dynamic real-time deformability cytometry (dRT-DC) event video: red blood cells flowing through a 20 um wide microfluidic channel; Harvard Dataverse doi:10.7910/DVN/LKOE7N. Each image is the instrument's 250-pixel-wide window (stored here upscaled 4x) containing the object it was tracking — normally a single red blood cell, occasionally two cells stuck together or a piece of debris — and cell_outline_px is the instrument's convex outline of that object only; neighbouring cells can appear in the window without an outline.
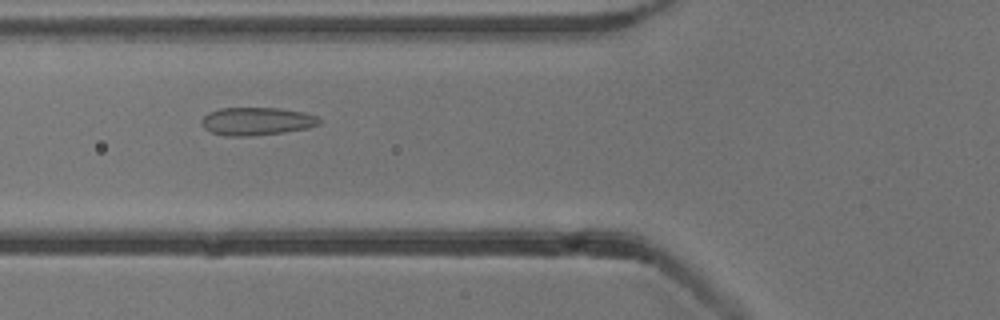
{"species": "common noctule bat (a hibernating species)", "species_latin": "Nyctalus noctula", "temperature_condition": "cold", "stored_images_in_passage": 39, "camera_frame_rate_fps": 3000, "um_per_image_px": 0.085, "animal": {"sex": "male", "body_mass_g": 13.3}, "frame": {"image": 1, "passage_image": 10, "time_ms": 3.0, "image_size_px": [1000, 320], "cell_outline_px": [[320, 124], [308, 128], [284, 132], [252, 136], [224, 136], [212, 132], [204, 128], [200, 120], [208, 112], [220, 108], [280, 108], [304, 112], [316, 116], [320, 120]], "centroid_in_image_um": [21.8, 10.31], "position_along_channel_um": 104.0, "area_um2": 19.25}}
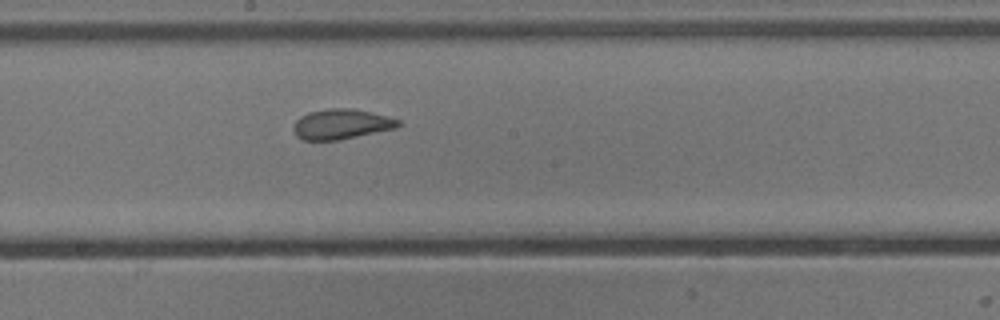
{"frame": {"image": 2, "passage_image": 19, "time_ms": 6.0, "image_size_px": [1000, 320], "cell_outline_px": [[400, 124], [396, 128], [340, 140], [304, 140], [296, 136], [292, 128], [296, 120], [300, 116], [308, 112], [328, 108], [352, 108], [388, 116], [400, 120]], "centroid_in_image_um": [28.99, 10.55], "position_along_channel_um": 219.2, "area_um2": 18.5}}
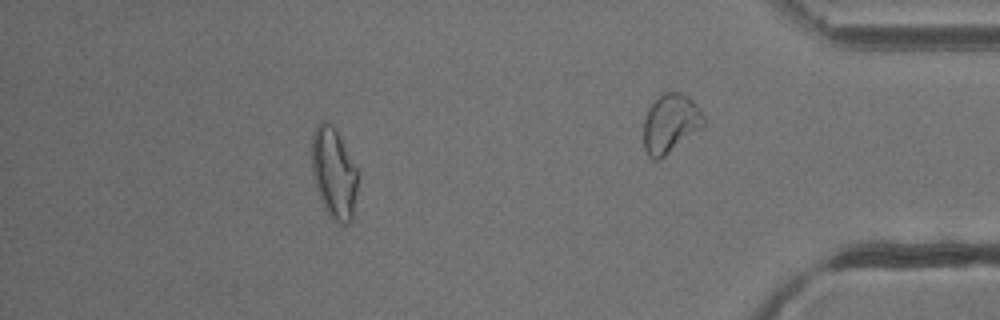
{"frame": {"image": 3, "passage_image": 32, "time_ms": 10.333, "image_size_px": [1000, 320], "cell_outline_px": [[360, 172], [352, 220], [348, 224], [340, 224], [332, 220], [328, 216], [324, 208], [316, 188], [312, 168], [312, 136], [316, 124], [320, 120], [324, 120], [332, 124], [336, 128]], "centroid_in_image_um": [28.41, 14.7], "position_along_channel_um": 406.8, "area_um2": 25.09}, "authors_computed_cell_mechanics": {"area_um2": 19.1318, "velocity_mm_per_s": 3.8201, "shape_relaxation_time_tau1_ms": 7.0883, "shape_relaxation_time_tau2_ms": 0.9686, "deformation_change_tau1": 0.1714, "deformation_change_tau2": 0.0704}}